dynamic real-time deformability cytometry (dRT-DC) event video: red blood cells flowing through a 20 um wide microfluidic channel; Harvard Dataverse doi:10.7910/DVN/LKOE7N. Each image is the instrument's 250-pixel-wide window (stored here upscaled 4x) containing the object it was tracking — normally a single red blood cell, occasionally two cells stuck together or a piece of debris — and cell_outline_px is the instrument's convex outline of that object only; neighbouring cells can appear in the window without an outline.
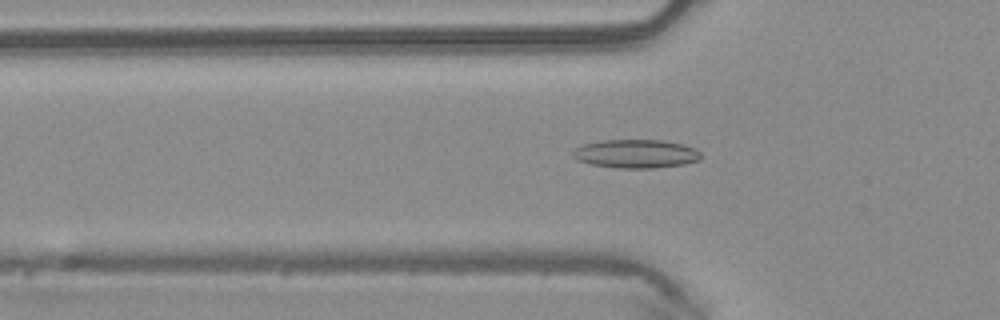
{"species": "common noctule bat (a hibernating species)", "species_latin": "Nyctalus noctula", "temperature_condition": "warm", "stored_images_in_passage": 49, "camera_frame_rate_fps": 3000, "um_per_image_px": 0.085, "animal": {"sex": "male", "body_mass_g": 20.4}, "frame": {"image": 1, "passage_image": 16, "time_ms": 5.0, "image_size_px": [1000, 320], "cell_outline_px": [[700, 160], [684, 164], [652, 168], [616, 168], [592, 164], [576, 160], [572, 156], [572, 152], [576, 148], [584, 144], [600, 140], [664, 140], [684, 144], [696, 148], [700, 152]], "centroid_in_image_um": [54.06, 13.06], "position_along_channel_um": 71.7, "area_um2": 21.44}}
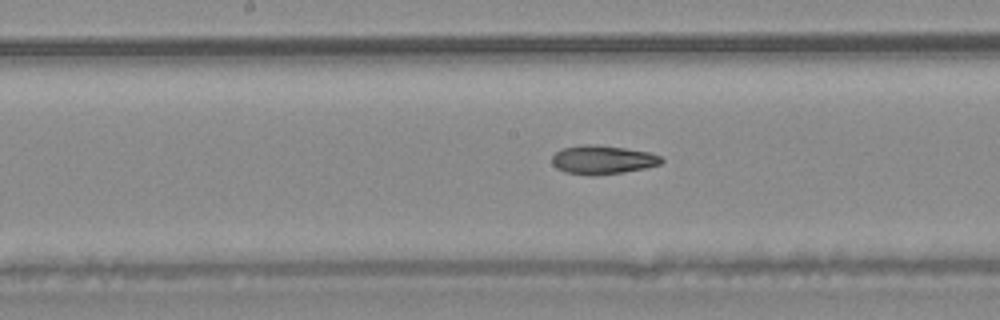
{"frame": {"image": 2, "passage_image": 25, "time_ms": 8.0, "image_size_px": [1000, 320], "cell_outline_px": [[664, 160], [660, 164], [644, 168], [624, 172], [596, 176], [588, 176], [564, 172], [556, 168], [552, 164], [552, 156], [556, 152], [564, 148], [584, 144], [592, 144], [624, 148], [648, 152], [660, 156]], "centroid_in_image_um": [51.19, 13.6], "position_along_channel_um": 197.0, "area_um2": 18.38}}
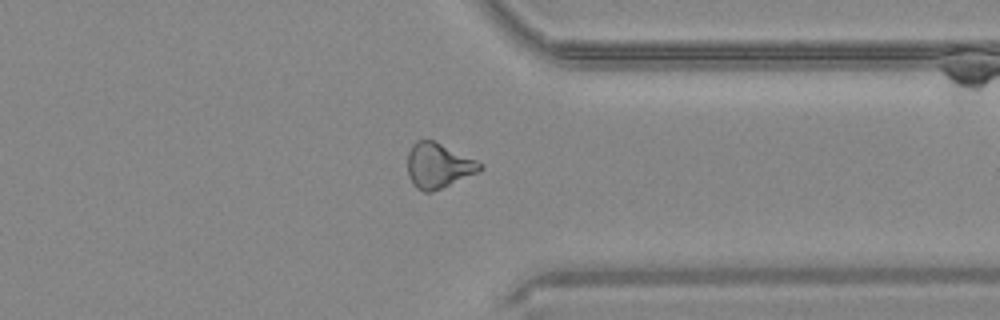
{"frame": {"image": 3, "passage_image": 38, "time_ms": 12.333, "image_size_px": [1000, 320], "cell_outline_px": [[484, 168], [476, 172], [432, 192], [424, 192], [416, 188], [412, 184], [408, 176], [408, 152], [412, 144], [416, 140], [432, 140], [476, 160], [484, 164]], "centroid_in_image_um": [37.22, 14.08], "position_along_channel_um": 374.2, "area_um2": 18.73}}